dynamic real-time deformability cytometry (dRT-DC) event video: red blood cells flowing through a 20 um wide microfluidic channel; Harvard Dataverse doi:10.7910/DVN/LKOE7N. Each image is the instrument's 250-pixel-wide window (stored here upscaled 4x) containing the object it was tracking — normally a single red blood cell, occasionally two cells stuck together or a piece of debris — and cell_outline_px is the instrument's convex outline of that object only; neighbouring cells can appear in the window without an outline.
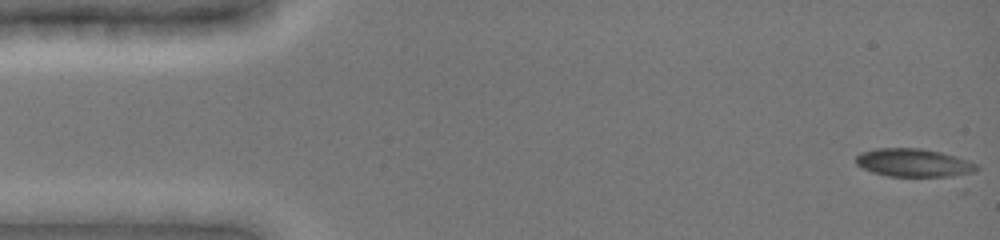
{"species": "common noctule bat (a hibernating species)", "species_latin": "Nyctalus noctula", "temperature_condition": "cold", "stored_images_in_passage": 10, "camera_frame_rate_fps": 3000, "um_per_image_px": 0.085, "animal": {"sex": "female", "body_mass_g": 19.0, "forearm_length_mm": 51.5}, "frame": {"image": 1, "passage_image": 1, "time_ms": 0.0, "image_size_px": [1000, 240], "cell_outline_px": [[980, 168], [968, 192], [956, 192], [888, 176], [872, 172], [856, 164], [856, 156], [860, 152], [876, 148], [920, 148], [940, 152], [956, 156], [968, 160], [976, 164]], "centroid_in_image_um": [78.3, 14.21], "position_along_channel_um": 6.7, "area_um2": 26.01}}